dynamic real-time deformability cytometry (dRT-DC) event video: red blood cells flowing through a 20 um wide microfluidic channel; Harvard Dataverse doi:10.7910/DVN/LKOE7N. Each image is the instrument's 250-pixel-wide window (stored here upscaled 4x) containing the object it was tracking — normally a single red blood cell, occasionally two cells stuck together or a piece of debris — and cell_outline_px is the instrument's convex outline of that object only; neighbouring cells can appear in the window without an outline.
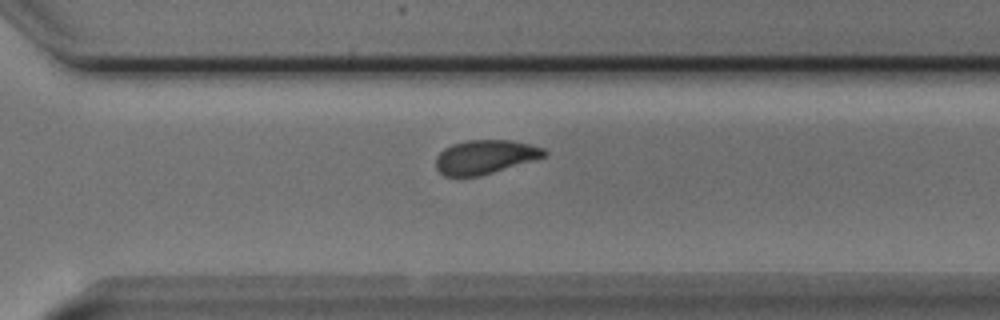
{"species": "Egyptian fruit bat (a non-hibernating species)", "species_latin": "Rousettus aegyptiacus", "temperature_condition": "cold", "stored_images_in_passage": 11, "camera_frame_rate_fps": 3000, "um_per_image_px": 0.085, "animal": {"sex": "male"}, "frame": {"image": 1, "passage_image": 11, "time_ms": 3.333, "image_size_px": [1000, 320], "cell_outline_px": [[548, 156], [480, 176], [444, 176], [436, 168], [436, 156], [444, 148], [452, 144], [468, 140], [512, 140], [544, 148], [548, 152]], "centroid_in_image_um": [41.24, 13.33], "position_along_channel_um": 329.4, "area_um2": 21.5}}